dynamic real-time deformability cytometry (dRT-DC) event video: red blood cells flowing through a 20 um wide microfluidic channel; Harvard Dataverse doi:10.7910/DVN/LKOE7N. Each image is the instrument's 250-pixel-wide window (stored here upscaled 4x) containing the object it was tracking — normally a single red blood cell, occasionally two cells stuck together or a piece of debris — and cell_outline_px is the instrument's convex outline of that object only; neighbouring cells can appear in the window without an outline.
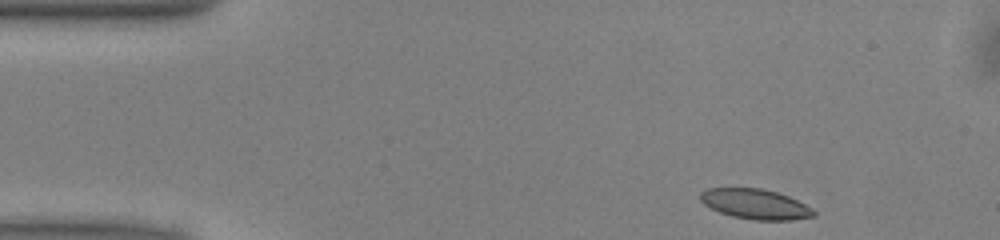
{"species": "common noctule bat (a hibernating species)", "species_latin": "Nyctalus noctula", "temperature_condition": "warm", "stored_images_in_passage": 46, "camera_frame_rate_fps": 3000, "um_per_image_px": 0.085, "animal": {"sex": "male", "body_mass_g": 13.0, "forearm_length_mm": 53.1}, "frame": {"image": 1, "passage_image": 1, "time_ms": 0.0, "image_size_px": [1000, 240], "cell_outline_px": [[816, 216], [792, 220], [752, 220], [732, 216], [720, 212], [704, 204], [700, 200], [700, 192], [708, 188], [760, 188], [776, 192], [788, 196], [812, 208], [816, 212]], "centroid_in_image_um": [64.21, 17.35], "position_along_channel_um": 20.8, "area_um2": 19.83}}
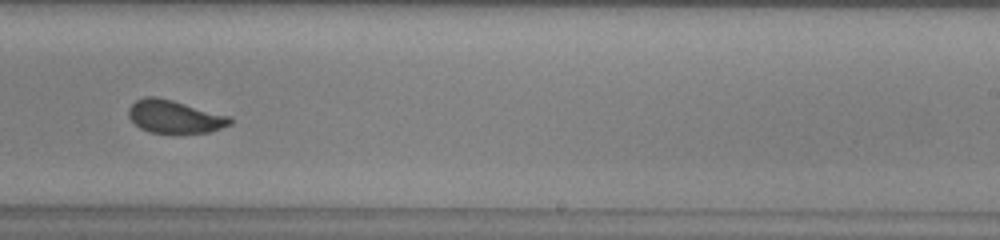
{"frame": {"image": 2, "passage_image": 26, "time_ms": 8.333, "image_size_px": [1000, 240], "cell_outline_px": [[232, 124], [208, 132], [148, 132], [140, 128], [128, 116], [128, 108], [136, 100], [144, 96], [156, 96], [172, 100], [232, 116]], "centroid_in_image_um": [14.84, 9.89], "position_along_channel_um": 274.2, "area_um2": 19.36}}
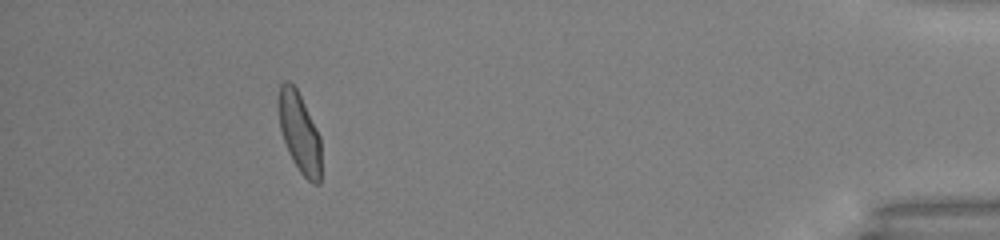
{"frame": {"image": 3, "passage_image": 41, "time_ms": 13.333, "image_size_px": [1000, 240], "cell_outline_px": [[320, 184], [312, 184], [300, 172], [292, 160], [288, 152], [280, 128], [276, 104], [276, 100], [280, 84], [284, 80], [288, 80], [296, 88], [320, 136]], "centroid_in_image_um": [25.41, 11.23], "position_along_channel_um": 409.8, "area_um2": 20.0}, "authors_computed_cell_mechanics": {"area_um2": 20.3167, "velocity_mm_per_s": 3.9981, "shape_relaxation_time_tau1_ms": 3.5159, "shape_relaxation_time_tau2_ms": 1.158, "deformation_change_tau1": 0.114, "deformation_change_tau2": 0.0586}}